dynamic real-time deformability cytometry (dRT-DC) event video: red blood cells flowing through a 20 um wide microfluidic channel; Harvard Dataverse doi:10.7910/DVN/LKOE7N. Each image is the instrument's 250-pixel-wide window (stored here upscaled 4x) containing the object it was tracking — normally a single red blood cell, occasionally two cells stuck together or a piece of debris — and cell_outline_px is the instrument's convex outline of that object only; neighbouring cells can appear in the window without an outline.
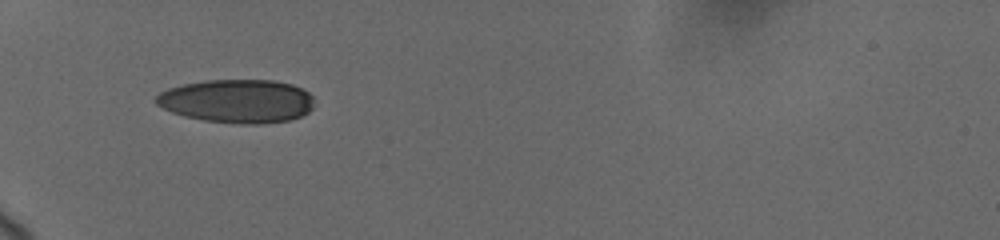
{"species": "human", "species_latin": "Homo sapiens", "temperature_condition": "cold", "stored_images_in_passage": 12, "camera_frame_rate_fps": 3000, "um_per_image_px": 0.085, "donor": {"sex": "female"}, "frame": {"image": 1, "passage_image": 1, "time_ms": 0.0, "image_size_px": [1000, 240], "cell_outline_px": [[312, 108], [308, 112], [300, 116], [288, 120], [260, 124], [240, 124], [204, 120], [184, 116], [172, 112], [156, 104], [156, 96], [160, 92], [168, 88], [184, 84], [208, 80], [272, 80], [292, 84], [308, 92], [312, 96]], "centroid_in_image_um": [20.15, 8.59], "position_along_channel_um": 64.8, "area_um2": 39.94}}
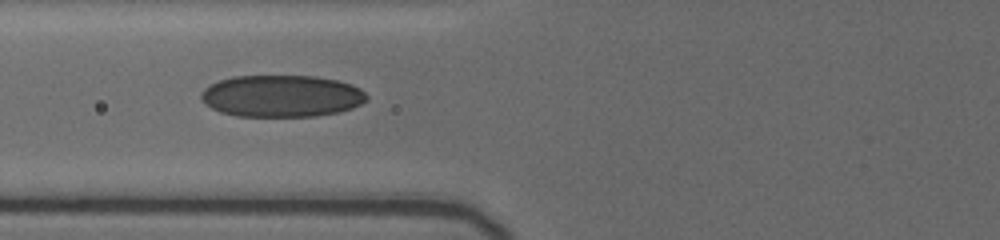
{"frame": {"image": 2, "passage_image": 11, "time_ms": 1.333, "image_size_px": [1000, 240], "cell_outline_px": [[368, 100], [352, 108], [340, 112], [316, 116], [236, 116], [220, 112], [204, 104], [200, 100], [200, 96], [204, 88], [220, 80], [232, 76], [316, 76], [336, 80], [352, 84], [360, 88], [368, 96]], "centroid_in_image_um": [23.94, 8.16], "position_along_channel_um": 101.9, "area_um2": 40.69}}